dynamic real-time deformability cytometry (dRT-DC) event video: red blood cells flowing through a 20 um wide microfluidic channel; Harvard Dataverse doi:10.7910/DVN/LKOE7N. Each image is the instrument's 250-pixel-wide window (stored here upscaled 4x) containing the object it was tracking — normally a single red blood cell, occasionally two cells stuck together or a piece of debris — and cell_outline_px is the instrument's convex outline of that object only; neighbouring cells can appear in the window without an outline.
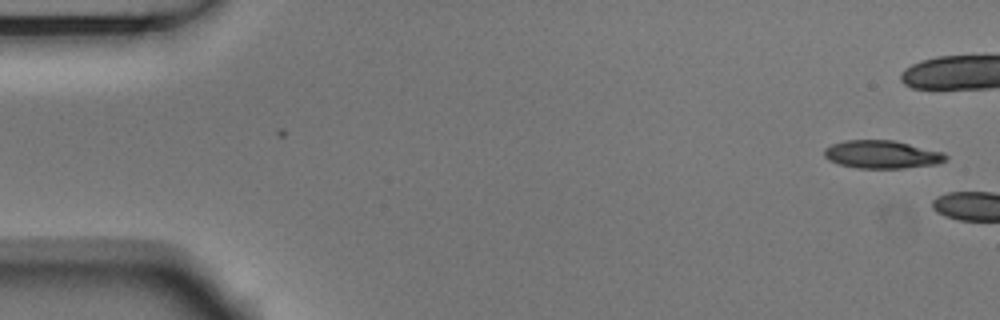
{"species": "Egyptian fruit bat (a non-hibernating species)", "species_latin": "Rousettus aegyptiacus", "temperature_condition": "room temperature", "stored_images_in_passage": 2, "camera_frame_rate_fps": 3000, "um_per_image_px": 0.085, "animal": {"sex": "male"}, "frame": {"image": 1, "passage_image": 2, "time_ms": 0.333, "image_size_px": [1000, 320], "cell_outline_px": [[948, 156], [944, 160], [936, 164], [904, 168], [856, 168], [840, 164], [828, 160], [824, 156], [824, 148], [832, 144], [844, 140], [896, 140], [944, 152]], "centroid_in_image_um": [74.96, 13.12], "position_along_channel_um": 10.0, "area_um2": 19.94}}